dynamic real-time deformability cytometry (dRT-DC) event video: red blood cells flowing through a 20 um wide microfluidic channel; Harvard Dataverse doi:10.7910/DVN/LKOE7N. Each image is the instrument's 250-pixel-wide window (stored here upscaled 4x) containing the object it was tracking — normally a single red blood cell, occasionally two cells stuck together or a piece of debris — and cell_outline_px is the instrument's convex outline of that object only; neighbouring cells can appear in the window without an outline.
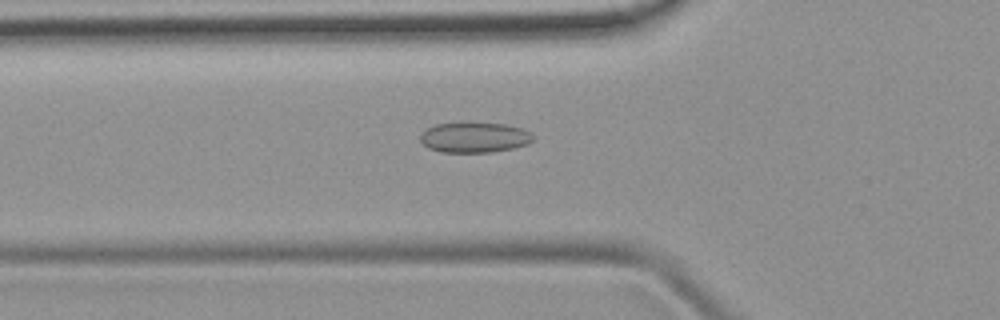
{"species": "common noctule bat (a hibernating species)", "species_latin": "Nyctalus noctula", "temperature_condition": "room temperature", "stored_images_in_passage": 46, "camera_frame_rate_fps": 3000, "um_per_image_px": 0.085, "animal": {"sex": "female", "body_mass_g": 19.9}, "frame": {"image": 1, "passage_image": 17, "time_ms": 5.333, "image_size_px": [1000, 320], "cell_outline_px": [[532, 140], [528, 144], [512, 148], [492, 152], [440, 152], [428, 148], [420, 140], [420, 136], [428, 128], [436, 124], [504, 124], [520, 128], [528, 132], [532, 136]], "centroid_in_image_um": [40.31, 11.71], "position_along_channel_um": 85.5, "area_um2": 19.31}}
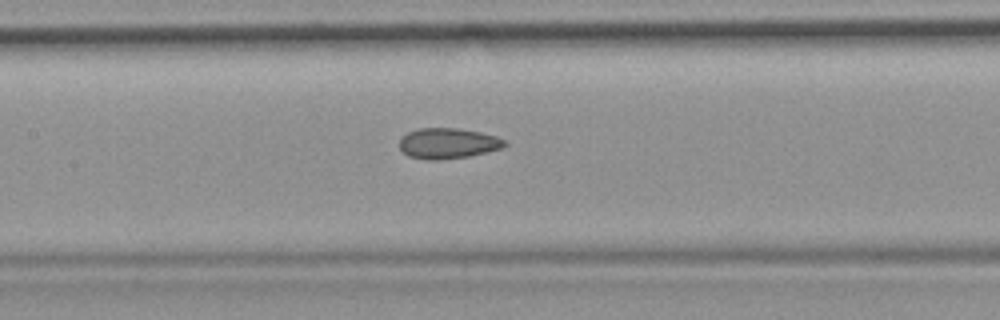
{"frame": {"image": 2, "passage_image": 23, "time_ms": 7.333, "image_size_px": [1000, 320], "cell_outline_px": [[508, 144], [500, 148], [468, 156], [440, 160], [428, 160], [408, 156], [400, 148], [400, 140], [408, 132], [420, 128], [456, 128], [480, 132], [496, 136], [504, 140]], "centroid_in_image_um": [38.06, 12.18], "position_along_channel_um": 169.3, "area_um2": 18.5}}
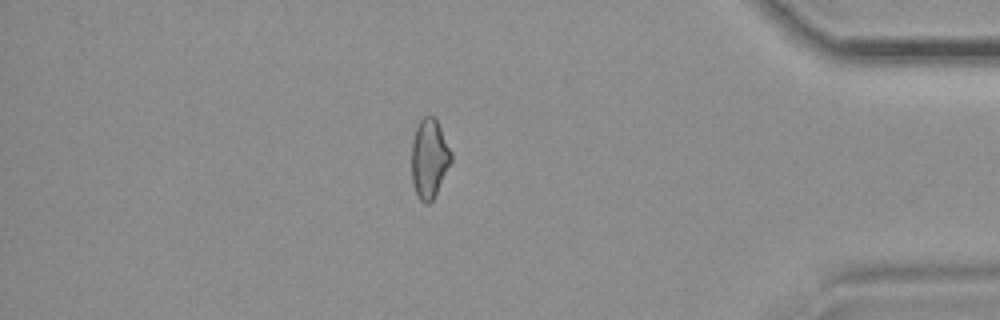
{"frame": {"image": 3, "passage_image": 42, "time_ms": 13.667, "image_size_px": [1000, 320], "cell_outline_px": [[452, 160], [432, 200], [428, 204], [424, 204], [420, 200], [412, 184], [412, 144], [416, 128], [420, 120], [424, 116], [432, 116], [436, 120], [452, 152]], "centroid_in_image_um": [36.48, 13.48], "position_along_channel_um": 398.7, "area_um2": 17.92}}